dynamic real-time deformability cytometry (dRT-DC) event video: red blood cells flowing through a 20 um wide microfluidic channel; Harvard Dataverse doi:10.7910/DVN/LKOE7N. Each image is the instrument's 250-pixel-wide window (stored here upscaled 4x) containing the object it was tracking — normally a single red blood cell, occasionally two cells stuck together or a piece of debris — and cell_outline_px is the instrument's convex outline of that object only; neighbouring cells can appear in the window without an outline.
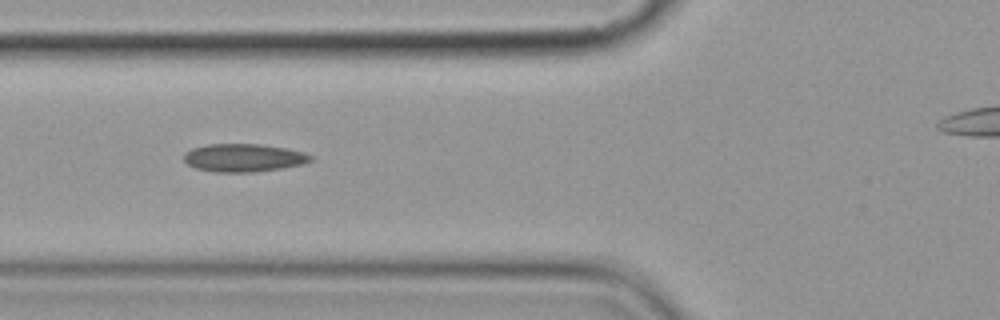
{"species": "common noctule bat (a hibernating species)", "species_latin": "Nyctalus noctula", "temperature_condition": "cold", "stored_images_in_passage": 8, "camera_frame_rate_fps": 3000, "um_per_image_px": 0.085, "animal": {"sex": "female", "body_mass_g": 19.9}, "frame": {"image": 1, "passage_image": 3, "time_ms": 2.333, "image_size_px": [1000, 320], "cell_outline_px": [[312, 160], [304, 164], [256, 172], [216, 172], [196, 168], [188, 164], [184, 160], [184, 152], [192, 148], [208, 144], [260, 144], [288, 148], [304, 152], [312, 156]], "centroid_in_image_um": [20.72, 13.4], "position_along_channel_um": 105.1, "area_um2": 20.75}}
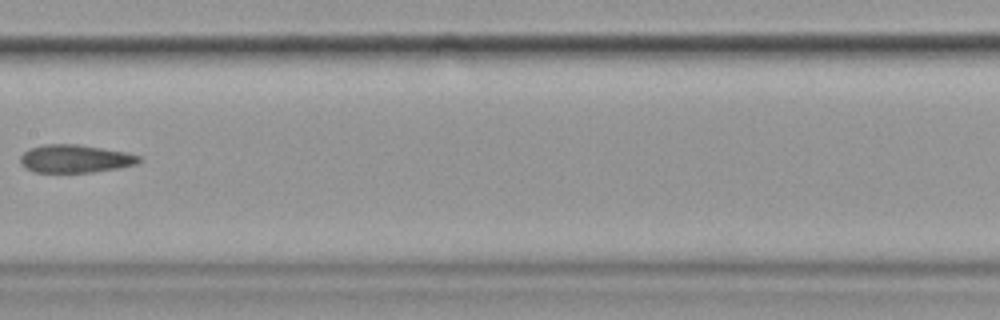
{"frame": {"image": 2, "passage_image": 5, "time_ms": 5.0, "image_size_px": [1000, 320], "cell_outline_px": [[144, 160], [136, 164], [120, 168], [92, 172], [36, 172], [28, 168], [20, 160], [20, 156], [28, 148], [44, 144], [76, 144], [128, 152], [140, 156]], "centroid_in_image_um": [6.45, 13.48], "position_along_channel_um": 201.0, "area_um2": 19.36}}
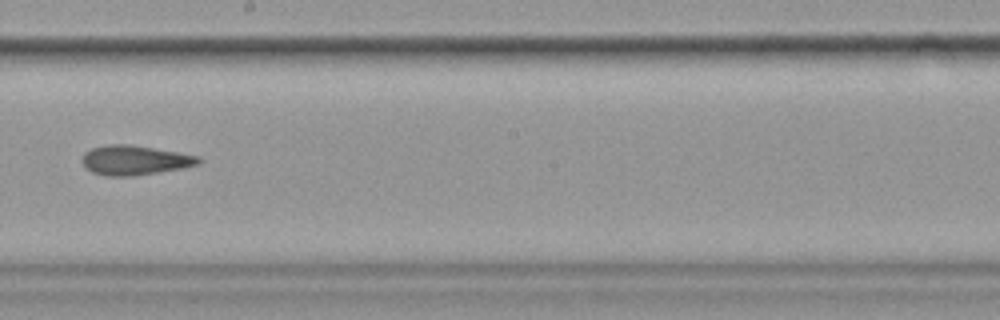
{"frame": {"image": 3, "passage_image": 6, "time_ms": 6.0, "image_size_px": [1000, 320], "cell_outline_px": [[200, 164], [184, 168], [136, 176], [104, 176], [92, 172], [84, 164], [84, 152], [92, 148], [108, 144], [128, 144], [200, 156]], "centroid_in_image_um": [11.48, 13.63], "position_along_channel_um": 236.7, "area_um2": 19.94}}